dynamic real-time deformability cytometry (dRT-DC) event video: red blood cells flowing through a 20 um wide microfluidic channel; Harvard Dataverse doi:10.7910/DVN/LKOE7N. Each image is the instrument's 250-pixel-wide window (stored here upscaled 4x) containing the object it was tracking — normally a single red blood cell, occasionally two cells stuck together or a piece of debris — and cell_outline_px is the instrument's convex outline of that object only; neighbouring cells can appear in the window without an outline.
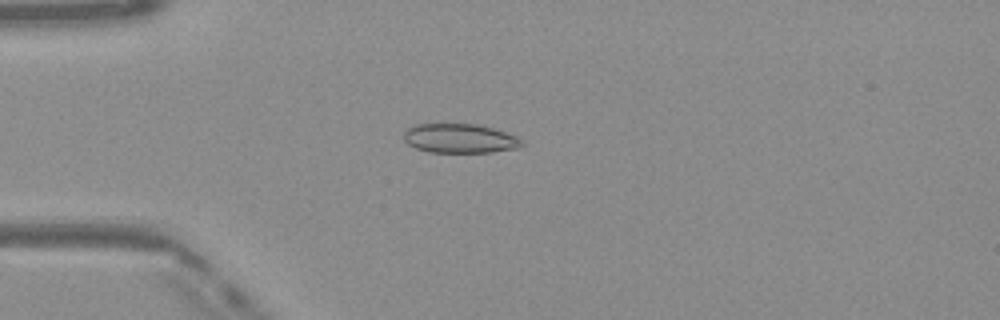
{"species": "Egyptian fruit bat (a non-hibernating species)", "species_latin": "Rousettus aegyptiacus", "temperature_condition": "warm", "stored_images_in_passage": 48, "camera_frame_rate_fps": 3000, "um_per_image_px": 0.085, "frame": {"image": 1, "passage_image": 12, "time_ms": 3.667, "image_size_px": [1000, 320], "cell_outline_px": [[524, 144], [520, 148], [492, 152], [428, 152], [416, 148], [408, 144], [404, 140], [404, 132], [408, 128], [416, 124], [476, 124], [492, 128], [516, 136], [524, 140]], "centroid_in_image_um": [39.11, 11.77], "position_along_channel_um": 45.9, "area_um2": 20.17}}
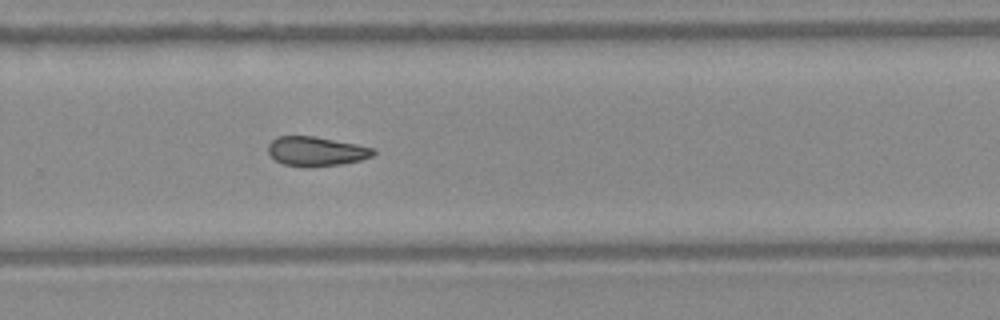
{"frame": {"image": 2, "passage_image": 32, "time_ms": 10.333, "image_size_px": [1000, 320], "cell_outline_px": [[376, 152], [372, 156], [360, 160], [340, 164], [312, 168], [308, 168], [284, 164], [276, 160], [268, 152], [268, 144], [276, 136], [316, 136], [376, 148]], "centroid_in_image_um": [26.88, 12.86], "position_along_channel_um": 302.9, "area_um2": 18.21}}
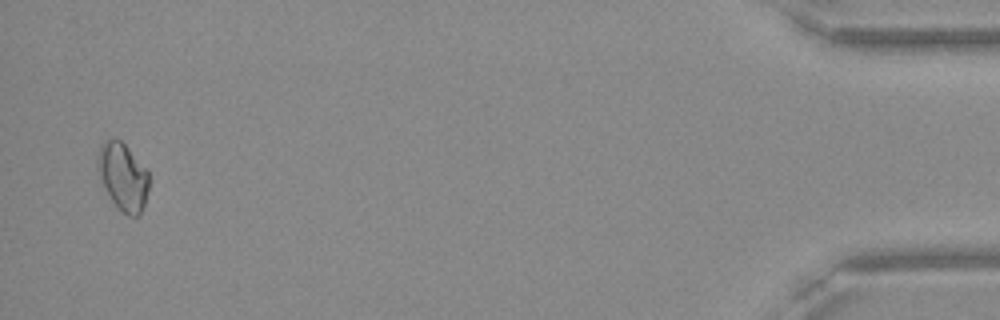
{"frame": {"image": 3, "passage_image": 47, "time_ms": 15.333, "image_size_px": [1000, 320], "cell_outline_px": [[148, 188], [144, 204], [140, 212], [136, 216], [128, 216], [120, 212], [112, 200], [96, 168], [96, 164], [100, 148], [104, 140], [120, 140], [148, 168]], "centroid_in_image_um": [10.46, 15.02], "position_along_channel_um": 424.7, "area_um2": 19.88}, "authors_computed_cell_mechanics": {"area_um2": 18.8428, "velocity_mm_per_s": 4.1122, "shape_relaxation_time_tau1_ms": null, "shape_relaxation_time_tau2_ms": 4.3214, "deformation_change_tau1": null, "deformation_change_tau2": 0.1076}}